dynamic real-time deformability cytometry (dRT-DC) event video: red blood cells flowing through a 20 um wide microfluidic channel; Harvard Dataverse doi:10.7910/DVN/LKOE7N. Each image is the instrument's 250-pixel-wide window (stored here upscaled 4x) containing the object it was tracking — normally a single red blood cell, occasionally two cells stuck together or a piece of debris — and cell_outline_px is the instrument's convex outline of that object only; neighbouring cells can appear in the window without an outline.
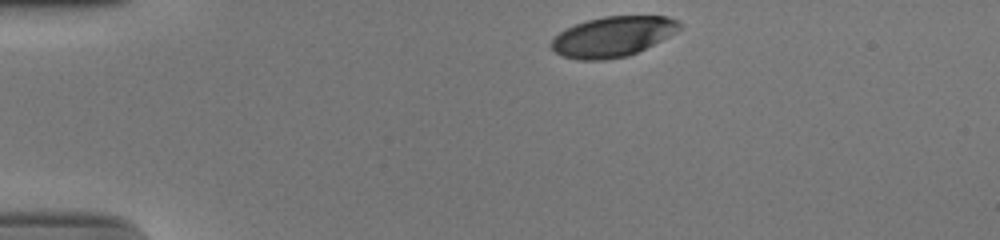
{"species": "human", "species_latin": "Homo sapiens", "temperature_condition": "cold", "stored_images_in_passage": 34, "camera_frame_rate_fps": 3000, "um_per_image_px": 0.085, "donor": {"sex": "male"}, "frame": {"image": 1, "passage_image": 1, "time_ms": 0.0, "image_size_px": [1000, 240], "cell_outline_px": [[680, 28], [676, 32], [628, 56], [604, 60], [576, 60], [560, 56], [548, 44], [560, 32], [576, 24], [588, 20], [604, 16], [668, 16], [680, 20]], "centroid_in_image_um": [52.06, 3.11], "position_along_channel_um": 32.9, "area_um2": 29.88}}
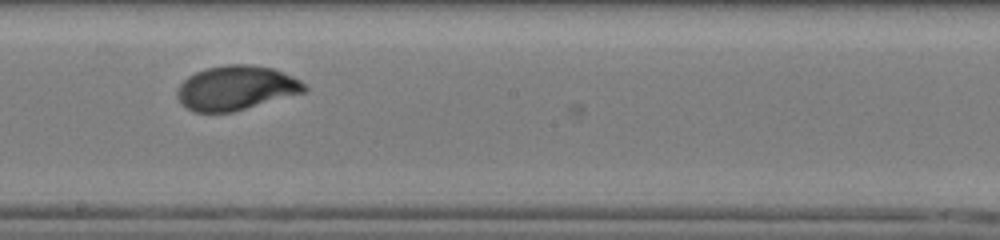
{"frame": {"image": 2, "passage_image": 21, "time_ms": 6.667, "image_size_px": [1000, 240], "cell_outline_px": [[308, 88], [304, 92], [232, 112], [196, 112], [180, 104], [176, 96], [176, 88], [188, 76], [196, 72], [208, 68], [228, 64], [248, 64], [272, 68], [292, 76], [300, 80]], "centroid_in_image_um": [20.03, 7.47], "position_along_channel_um": 228.2, "area_um2": 32.71}}
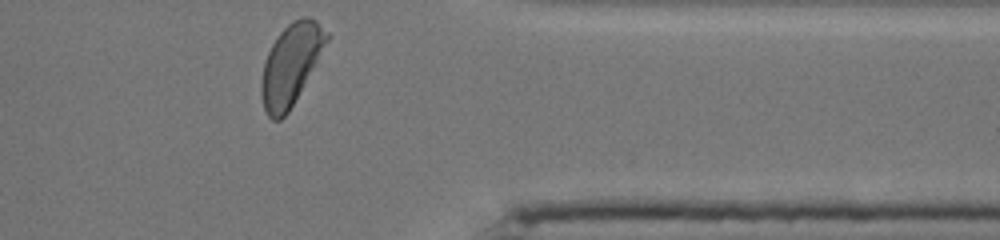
{"frame": {"image": 3, "passage_image": 34, "time_ms": 11.0, "image_size_px": [1000, 240], "cell_outline_px": [[328, 40], [288, 112], [280, 120], [272, 120], [268, 116], [264, 108], [260, 92], [260, 84], [264, 60], [276, 36], [292, 20], [300, 16], [308, 16], [316, 20], [328, 32]], "centroid_in_image_um": [24.68, 5.45], "position_along_channel_um": 386.7, "area_um2": 30.4}, "authors_computed_cell_mechanics": {"area_um2": 31.9923, "velocity_mm_per_s": 3.8844, "shape_relaxation_time_tau1_ms": 2.0243, "shape_relaxation_time_tau2_ms": null, "deformation_change_tau1": 0.154, "deformation_change_tau2": null}}